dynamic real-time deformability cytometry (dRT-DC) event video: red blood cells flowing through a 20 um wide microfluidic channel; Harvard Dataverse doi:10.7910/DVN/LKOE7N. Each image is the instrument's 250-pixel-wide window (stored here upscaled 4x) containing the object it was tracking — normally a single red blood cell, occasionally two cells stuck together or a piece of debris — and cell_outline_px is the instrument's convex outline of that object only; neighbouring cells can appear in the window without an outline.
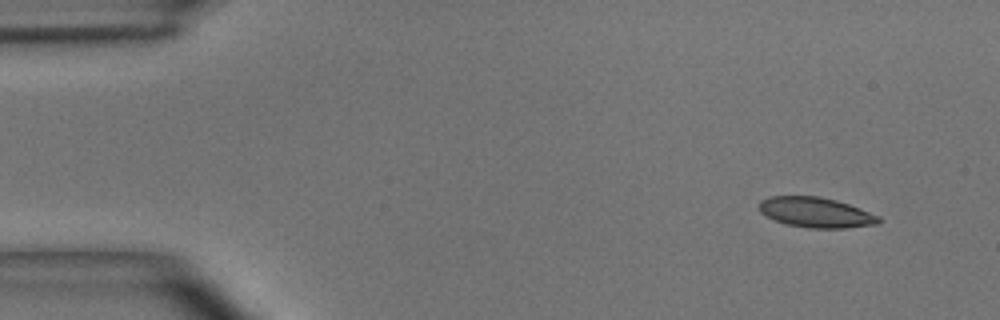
{"species": "common noctule bat (a hibernating species)", "species_latin": "Nyctalus noctula", "temperature_condition": "room temperature", "stored_images_in_passage": 47, "segment_of_instrument_passage": [1, 2], "camera_frame_rate_fps": 3000, "um_per_image_px": 0.085, "animal": {"sex": "male", "body_mass_g": 15.6}, "frame": {"image": 1, "passage_image": 1, "time_ms": 0.0, "image_size_px": [1000, 320], "cell_outline_px": [[880, 224], [844, 228], [808, 228], [784, 224], [760, 212], [760, 200], [768, 196], [820, 196], [836, 200], [848, 204], [880, 216]], "centroid_in_image_um": [69.36, 18.06], "position_along_channel_um": 15.6, "area_um2": 21.04}}
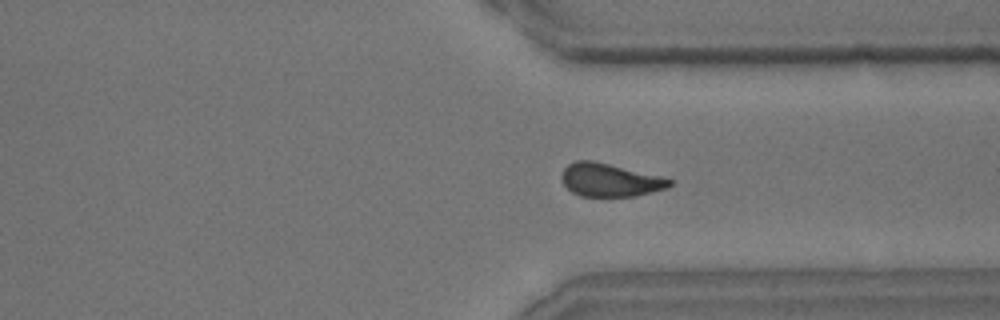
{"frame": {"image": 2, "passage_image": 34, "time_ms": 11.0, "image_size_px": [1000, 320], "cell_outline_px": [[672, 184], [668, 188], [632, 196], [580, 196], [572, 192], [564, 184], [560, 176], [564, 168], [568, 164], [576, 160], [592, 160], [660, 176], [672, 180]], "centroid_in_image_um": [51.81, 15.29], "position_along_channel_um": 359.6, "area_um2": 20.63}}
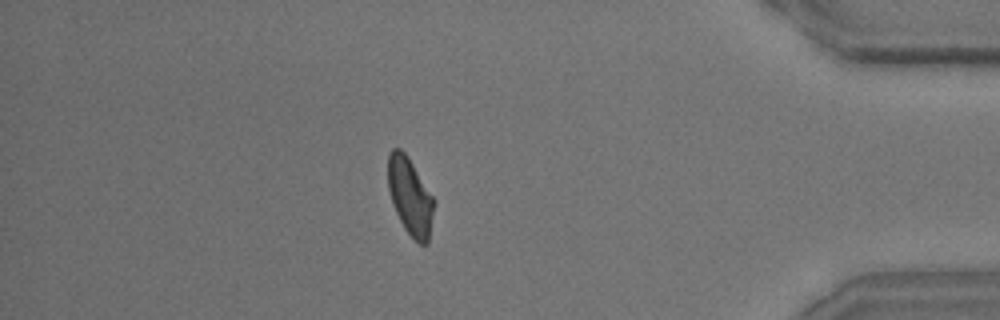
{"frame": {"image": 3, "passage_image": 40, "time_ms": 13.0, "image_size_px": [1000, 320], "cell_outline_px": [[432, 212], [428, 244], [420, 244], [404, 228], [392, 204], [388, 188], [388, 152], [392, 148], [400, 148], [408, 156], [432, 196]], "centroid_in_image_um": [34.81, 16.65], "position_along_channel_um": 400.4, "area_um2": 20.17}}